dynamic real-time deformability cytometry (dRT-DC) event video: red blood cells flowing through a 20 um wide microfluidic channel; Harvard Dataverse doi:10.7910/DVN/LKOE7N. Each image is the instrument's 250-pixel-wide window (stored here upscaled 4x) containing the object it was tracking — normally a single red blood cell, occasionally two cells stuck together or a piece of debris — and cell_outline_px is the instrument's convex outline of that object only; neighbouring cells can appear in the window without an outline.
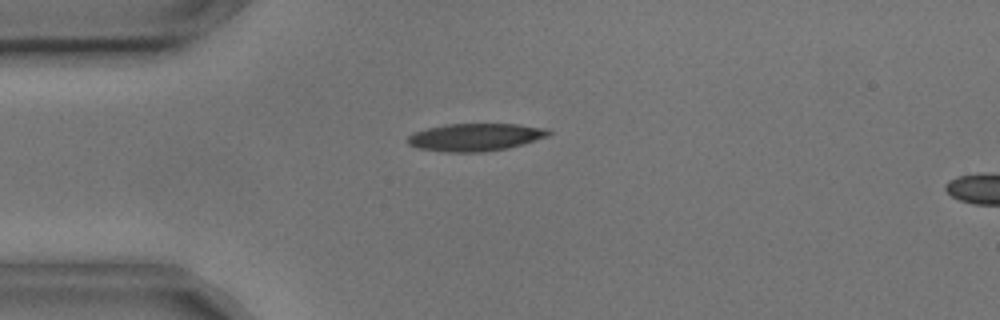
{"species": "common noctule bat (a hibernating species)", "species_latin": "Nyctalus noctula", "temperature_condition": "cold", "stored_images_in_passage": 4, "camera_frame_rate_fps": 3000, "um_per_image_px": 0.085, "animal": {"sex": "male", "body_mass_g": 17.9, "forearm_length_mm": 54.2}, "frame": {"image": 1, "passage_image": 1, "time_ms": 0.0, "image_size_px": [1000, 320], "cell_outline_px": [[552, 132], [548, 136], [524, 144], [508, 148], [484, 152], [444, 152], [420, 148], [408, 144], [408, 136], [412, 132], [428, 128], [448, 124], [520, 124], [548, 128]], "centroid_in_image_um": [40.44, 11.66], "position_along_channel_um": 44.6, "area_um2": 22.77}}